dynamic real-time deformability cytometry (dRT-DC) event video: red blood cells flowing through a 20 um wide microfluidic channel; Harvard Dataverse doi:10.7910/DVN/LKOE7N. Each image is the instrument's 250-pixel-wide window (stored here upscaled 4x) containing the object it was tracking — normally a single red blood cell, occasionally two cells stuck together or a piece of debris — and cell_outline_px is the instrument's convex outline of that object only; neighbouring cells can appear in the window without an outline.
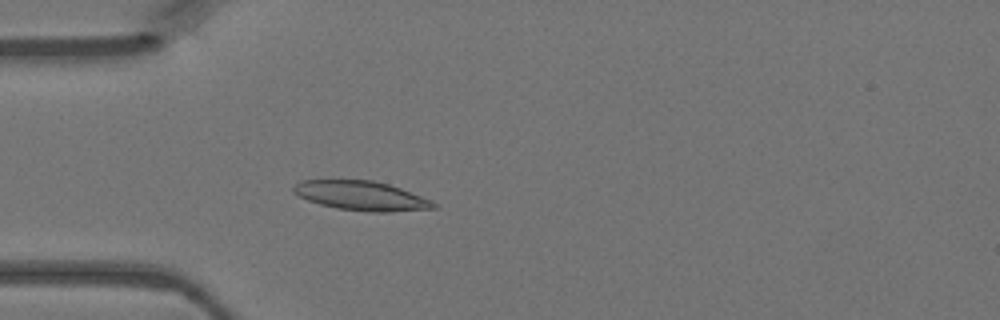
{"species": "Egyptian fruit bat (a non-hibernating species)", "species_latin": "Rousettus aegyptiacus", "temperature_condition": "warm", "stored_images_in_passage": 37, "camera_frame_rate_fps": 3000, "um_per_image_px": 0.085, "animal": {"sex": "female"}, "frame": {"image": 1, "passage_image": 4, "time_ms": 1.0, "image_size_px": [1000, 320], "cell_outline_px": [[436, 208], [388, 212], [368, 212], [336, 208], [320, 204], [308, 200], [292, 192], [292, 188], [300, 180], [372, 180], [388, 184], [400, 188], [432, 200], [436, 204]], "centroid_in_image_um": [30.7, 16.64], "position_along_channel_um": 54.3, "area_um2": 23.87}}
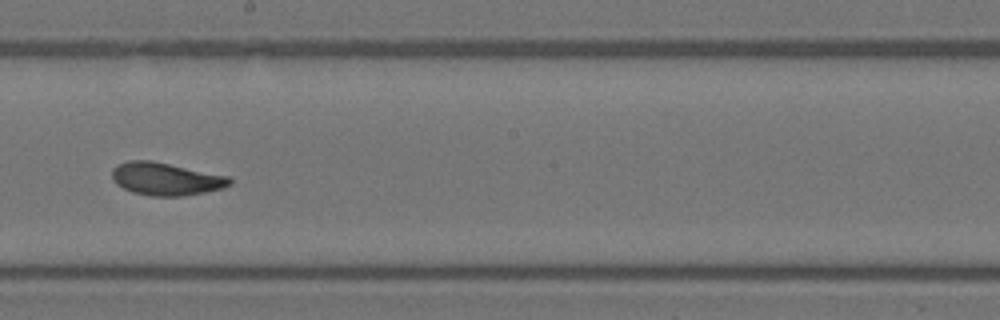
{"frame": {"image": 2, "passage_image": 17, "time_ms": 5.333, "image_size_px": [1000, 320], "cell_outline_px": [[232, 184], [224, 188], [204, 192], [180, 196], [152, 196], [132, 192], [116, 184], [112, 180], [112, 168], [116, 164], [128, 160], [152, 160], [232, 176]], "centroid_in_image_um": [14.12, 15.19], "position_along_channel_um": 234.1, "area_um2": 22.83}}
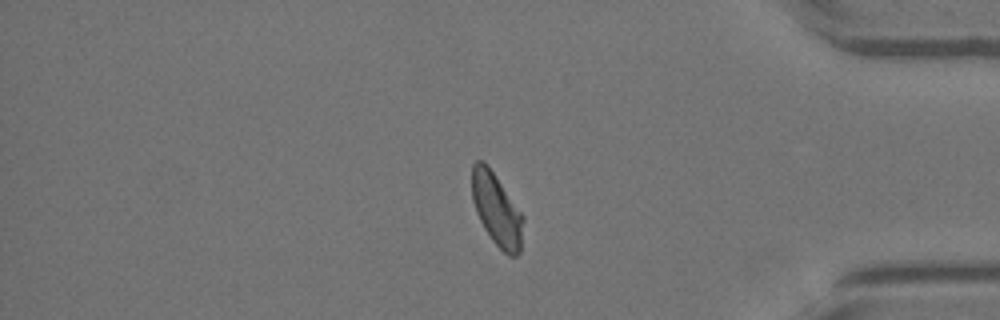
{"frame": {"image": 3, "passage_image": 30, "time_ms": 9.667, "image_size_px": [1000, 320], "cell_outline_px": [[524, 220], [520, 252], [516, 256], [508, 256], [492, 240], [484, 228], [476, 212], [472, 200], [472, 164], [476, 160], [484, 160], [488, 164], [524, 216]], "centroid_in_image_um": [42.21, 17.79], "position_along_channel_um": 393.0, "area_um2": 21.79}}